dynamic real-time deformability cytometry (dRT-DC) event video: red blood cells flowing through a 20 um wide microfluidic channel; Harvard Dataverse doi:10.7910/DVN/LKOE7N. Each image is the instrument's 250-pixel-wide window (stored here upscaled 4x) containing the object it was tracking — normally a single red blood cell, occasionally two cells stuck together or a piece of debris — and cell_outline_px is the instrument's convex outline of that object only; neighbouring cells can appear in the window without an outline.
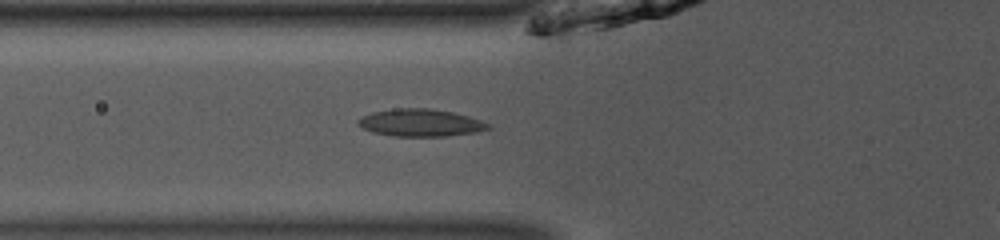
{"species": "common noctule bat (a hibernating species)", "species_latin": "Nyctalus noctula", "temperature_condition": "room temperature", "stored_images_in_passage": 40, "camera_frame_rate_fps": 3000, "um_per_image_px": 0.085, "animal": {"sex": "male", "body_mass_g": 13.0, "forearm_length_mm": 53.1}, "frame": {"image": 1, "passage_image": 12, "time_ms": 3.667, "image_size_px": [1000, 240], "cell_outline_px": [[492, 128], [476, 132], [448, 136], [392, 136], [372, 132], [364, 128], [356, 120], [372, 112], [396, 108], [428, 108], [452, 112], [468, 116], [480, 120], [488, 124]], "centroid_in_image_um": [35.75, 10.43], "position_along_channel_um": 90.0, "area_um2": 20.58}}
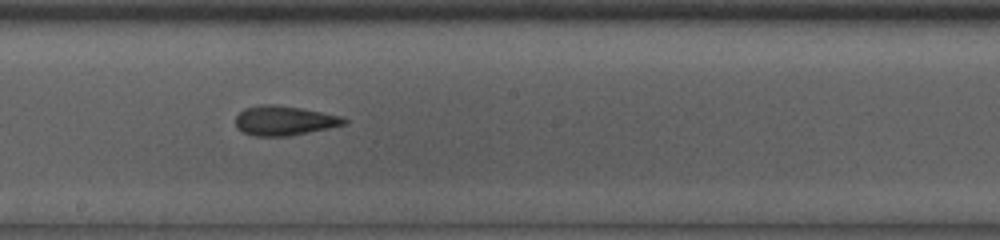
{"frame": {"image": 2, "passage_image": 22, "time_ms": 7.0, "image_size_px": [1000, 240], "cell_outline_px": [[348, 120], [344, 124], [328, 128], [288, 136], [256, 136], [244, 132], [236, 128], [236, 116], [244, 108], [260, 104], [276, 104], [300, 108], [340, 116]], "centroid_in_image_um": [24.11, 10.24], "position_along_channel_um": 224.1, "area_um2": 18.5}}
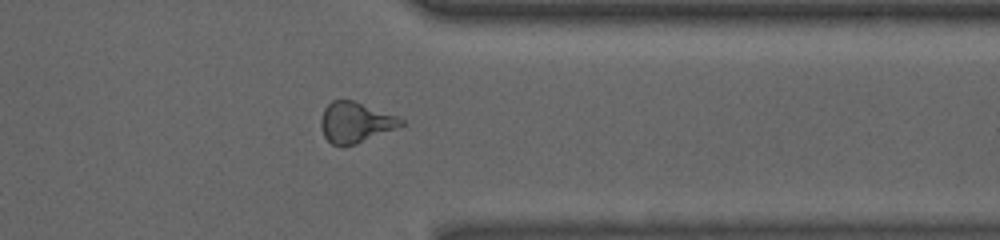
{"frame": {"image": 3, "passage_image": 34, "time_ms": 11.0, "image_size_px": [1000, 240], "cell_outline_px": [[404, 124], [356, 144], [344, 148], [340, 148], [332, 144], [324, 136], [320, 124], [320, 120], [324, 108], [332, 100], [352, 100], [396, 116], [404, 120]], "centroid_in_image_um": [30.15, 10.43], "position_along_channel_um": 381.3, "area_um2": 18.79}}